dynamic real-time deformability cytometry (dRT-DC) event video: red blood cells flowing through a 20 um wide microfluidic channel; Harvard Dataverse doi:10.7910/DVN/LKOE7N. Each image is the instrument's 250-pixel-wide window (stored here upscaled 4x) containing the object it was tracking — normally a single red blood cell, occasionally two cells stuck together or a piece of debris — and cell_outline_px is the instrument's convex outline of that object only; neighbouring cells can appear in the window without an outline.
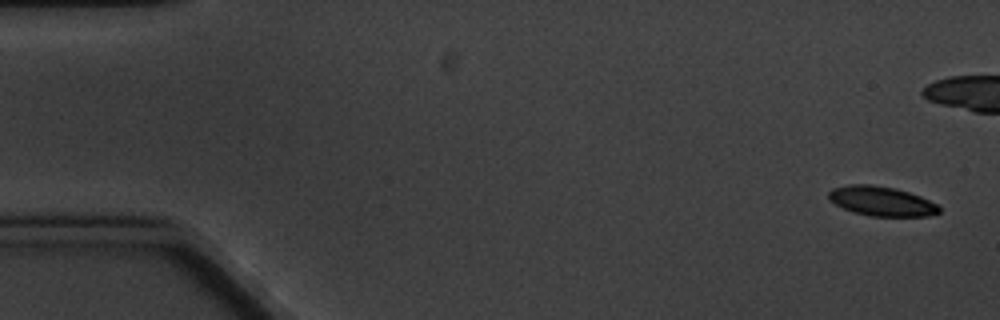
{"species": "common noctule bat (a hibernating species)", "species_latin": "Nyctalus noctula", "temperature_condition": "cold", "stored_images_in_passage": 9, "camera_frame_rate_fps": 3000, "um_per_image_px": 0.085, "animal": {"sex": "male", "body_mass_g": 20.1, "forearm_length_mm": 53.5}, "frame": {"image": 1, "passage_image": 1, "time_ms": 0.0, "image_size_px": [1000, 320], "cell_outline_px": [[940, 212], [928, 216], [868, 216], [852, 212], [828, 200], [828, 192], [832, 188], [848, 184], [868, 184], [892, 188], [908, 192], [920, 196], [936, 204], [940, 208]], "centroid_in_image_um": [74.88, 17.1], "position_along_channel_um": 10.1, "area_um2": 18.96}}